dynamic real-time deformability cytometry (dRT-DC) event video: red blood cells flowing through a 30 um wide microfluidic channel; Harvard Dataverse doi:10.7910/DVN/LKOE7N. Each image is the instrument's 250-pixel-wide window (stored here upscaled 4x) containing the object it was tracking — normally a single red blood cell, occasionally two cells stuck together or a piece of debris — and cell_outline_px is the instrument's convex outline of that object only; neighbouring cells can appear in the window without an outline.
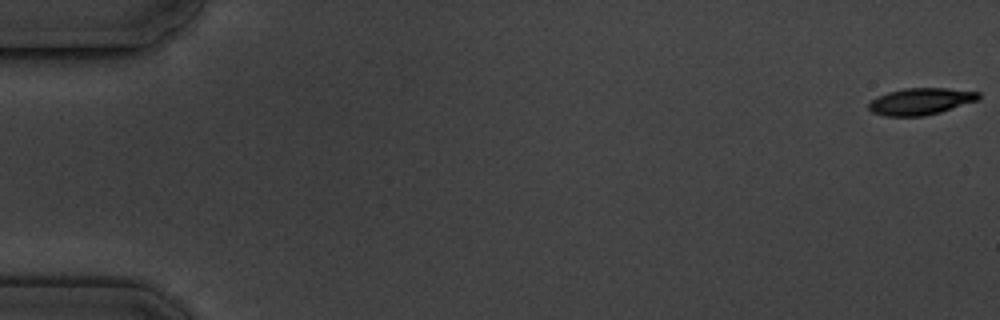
{"species": "common noctule bat (a hibernating species)", "species_latin": "Nyctalus noctula", "temperature_condition": "cold", "stored_images_in_passage": 5, "camera_frame_rate_fps": 3000, "um_per_image_px": 0.085, "animal": {"sex": "male", "body_mass_g": 19.5, "forearm_length_mm": 54.6}, "frame": {"image": 1, "passage_image": 1, "time_ms": 0.0, "image_size_px": [1000, 320], "cell_outline_px": [[980, 100], [940, 112], [924, 116], [884, 116], [872, 112], [868, 108], [868, 104], [876, 96], [888, 92], [904, 88], [948, 88], [980, 92]], "centroid_in_image_um": [78.27, 8.61], "position_along_channel_um": 6.7, "area_um2": 17.28}}
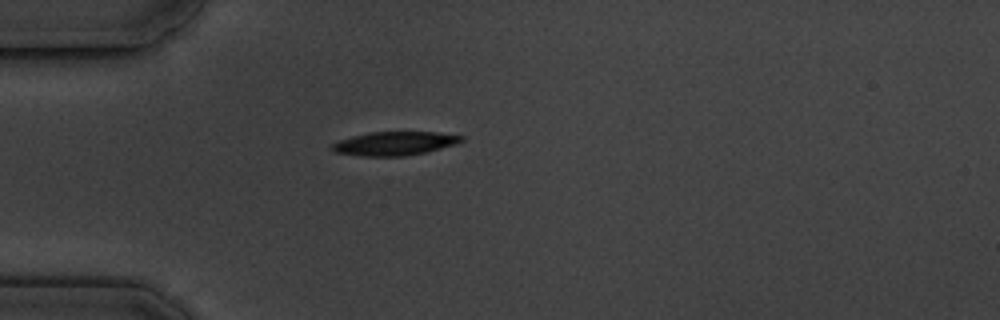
{"frame": {"image": 2, "passage_image": 5, "time_ms": 5.333, "image_size_px": [1000, 320], "cell_outline_px": [[464, 140], [456, 144], [424, 152], [404, 156], [360, 156], [332, 152], [332, 144], [340, 140], [352, 136], [368, 132], [436, 132], [464, 136]], "centroid_in_image_um": [33.52, 12.19], "position_along_channel_um": 51.5, "area_um2": 17.8}}